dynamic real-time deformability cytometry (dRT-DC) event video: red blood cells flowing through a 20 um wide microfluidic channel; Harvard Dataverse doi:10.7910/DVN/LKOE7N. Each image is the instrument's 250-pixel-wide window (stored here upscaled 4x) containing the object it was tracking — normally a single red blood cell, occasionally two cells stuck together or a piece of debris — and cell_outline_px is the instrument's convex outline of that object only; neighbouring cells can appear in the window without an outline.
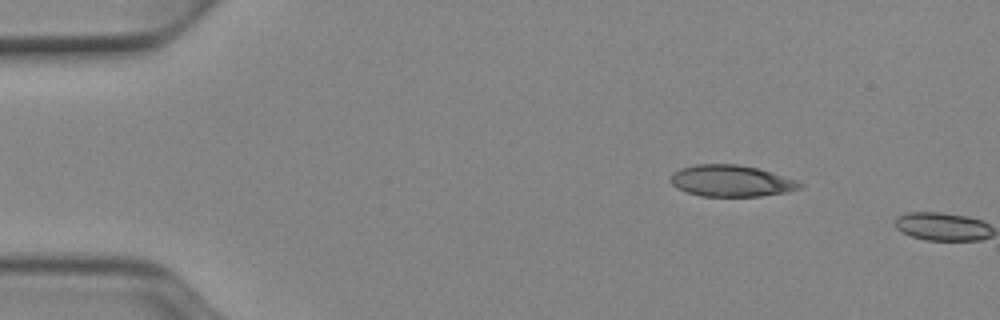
{"species": "Egyptian fruit bat (a non-hibernating species)", "species_latin": "Rousettus aegyptiacus", "temperature_condition": "cold", "stored_images_in_passage": 2, "camera_frame_rate_fps": 3000, "um_per_image_px": 0.085, "animal": {"sex": "female"}, "frame": {"image": 1, "passage_image": 1, "time_ms": 0.0, "image_size_px": [1000, 320], "cell_outline_px": [[804, 188], [788, 192], [760, 196], [700, 196], [676, 188], [668, 180], [672, 172], [680, 168], [696, 164], [736, 164], [756, 168], [796, 180], [804, 184]], "centroid_in_image_um": [62.13, 15.38], "position_along_channel_um": 22.9, "area_um2": 23.81}}